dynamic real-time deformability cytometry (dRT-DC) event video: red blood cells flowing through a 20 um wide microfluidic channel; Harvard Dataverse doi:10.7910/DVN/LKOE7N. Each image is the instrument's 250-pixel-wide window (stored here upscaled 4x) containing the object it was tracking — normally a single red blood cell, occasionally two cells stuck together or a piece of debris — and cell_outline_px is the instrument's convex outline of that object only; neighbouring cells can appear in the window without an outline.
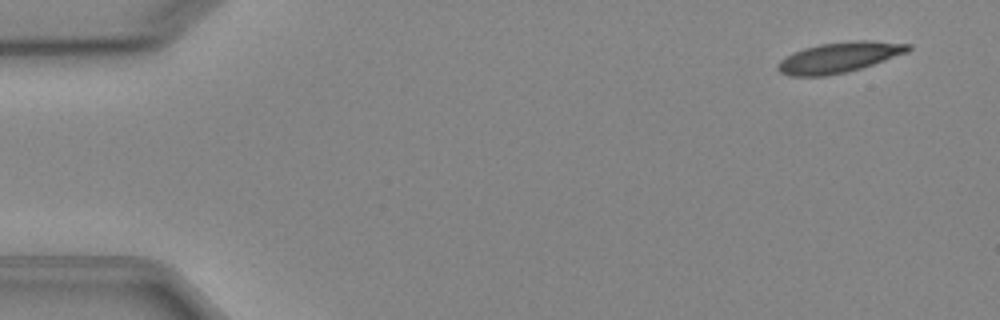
{"species": "Egyptian fruit bat (a non-hibernating species)", "species_latin": "Rousettus aegyptiacus", "temperature_condition": "cold", "stored_images_in_passage": 5, "camera_frame_rate_fps": 3000, "um_per_image_px": 0.085, "animal": {"sex": "female"}, "frame": {"image": 1, "passage_image": 1, "time_ms": 0.0, "image_size_px": [1000, 320], "cell_outline_px": [[912, 48], [908, 52], [860, 68], [844, 72], [824, 76], [788, 76], [780, 72], [776, 68], [776, 64], [784, 56], [792, 52], [804, 48], [820, 44], [852, 40], [868, 40], [912, 44]], "centroid_in_image_um": [71.28, 4.87], "position_along_channel_um": 13.7, "area_um2": 23.18}}